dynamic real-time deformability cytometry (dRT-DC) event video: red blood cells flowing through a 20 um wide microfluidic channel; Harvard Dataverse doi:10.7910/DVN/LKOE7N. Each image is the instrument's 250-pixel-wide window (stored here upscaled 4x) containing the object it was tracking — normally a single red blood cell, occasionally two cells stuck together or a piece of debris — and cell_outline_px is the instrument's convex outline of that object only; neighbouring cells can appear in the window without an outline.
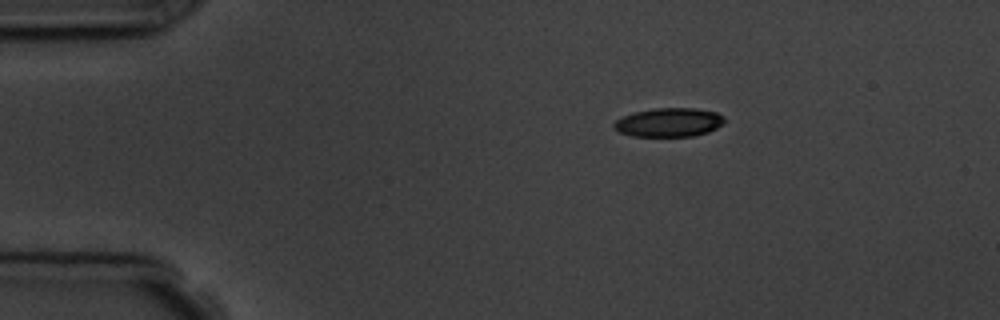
{"species": "common noctule bat (a hibernating species)", "species_latin": "Nyctalus noctula", "temperature_condition": "room temperature", "stored_images_in_passage": 2, "camera_frame_rate_fps": 3000, "um_per_image_px": 0.085, "animal": {"sex": "male", "body_mass_g": 19.5, "forearm_length_mm": 54.6}, "frame": {"image": 1, "passage_image": 1, "time_ms": 0.0, "image_size_px": [1000, 320], "cell_outline_px": [[724, 124], [708, 132], [692, 136], [632, 136], [620, 132], [612, 128], [612, 124], [616, 120], [632, 112], [656, 108], [696, 108], [716, 112], [724, 116]], "centroid_in_image_um": [56.85, 10.4], "position_along_channel_um": 28.1, "area_um2": 18.67}}